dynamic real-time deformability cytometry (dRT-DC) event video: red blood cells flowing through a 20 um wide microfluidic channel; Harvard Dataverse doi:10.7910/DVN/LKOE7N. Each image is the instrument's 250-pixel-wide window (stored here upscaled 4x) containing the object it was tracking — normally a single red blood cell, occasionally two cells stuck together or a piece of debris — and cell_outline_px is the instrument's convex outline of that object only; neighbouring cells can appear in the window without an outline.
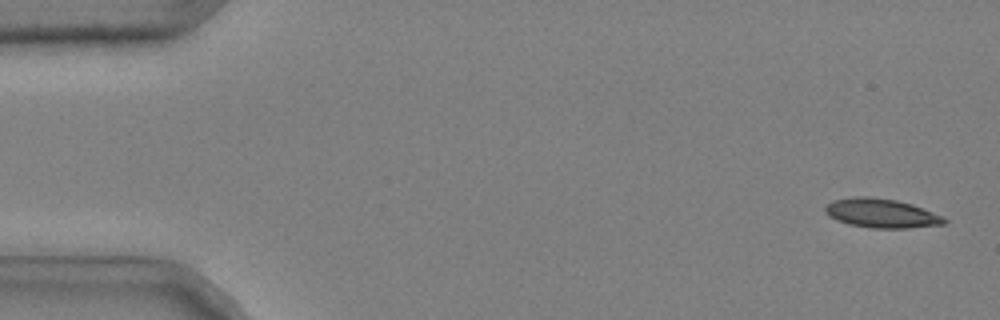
{"species": "common noctule bat (a hibernating species)", "species_latin": "Nyctalus noctula", "temperature_condition": "cold", "stored_images_in_passage": 52, "camera_frame_rate_fps": 3000, "um_per_image_px": 0.085, "animal": {"sex": "male", "body_mass_g": 20.4}, "frame": {"image": 1, "passage_image": 2, "time_ms": 0.333, "image_size_px": [1000, 320], "cell_outline_px": [[948, 220], [944, 224], [908, 228], [872, 228], [848, 224], [836, 220], [828, 216], [824, 212], [824, 208], [832, 200], [852, 196], [868, 196], [896, 200], [912, 204], [944, 216]], "centroid_in_image_um": [74.9, 18.12], "position_along_channel_um": 10.1, "area_um2": 20.4}}
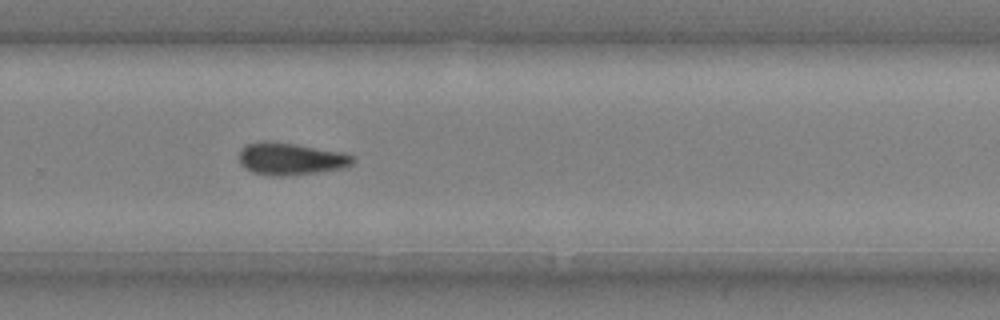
{"frame": {"image": 2, "passage_image": 36, "time_ms": 11.667, "image_size_px": [1000, 320], "cell_outline_px": [[356, 160], [352, 164], [340, 168], [316, 172], [288, 176], [268, 176], [252, 172], [244, 168], [240, 164], [240, 148], [244, 144], [260, 140], [264, 140], [296, 144], [344, 152], [356, 156]], "centroid_in_image_um": [24.68, 13.49], "position_along_channel_um": 305.1, "area_um2": 21.73}}
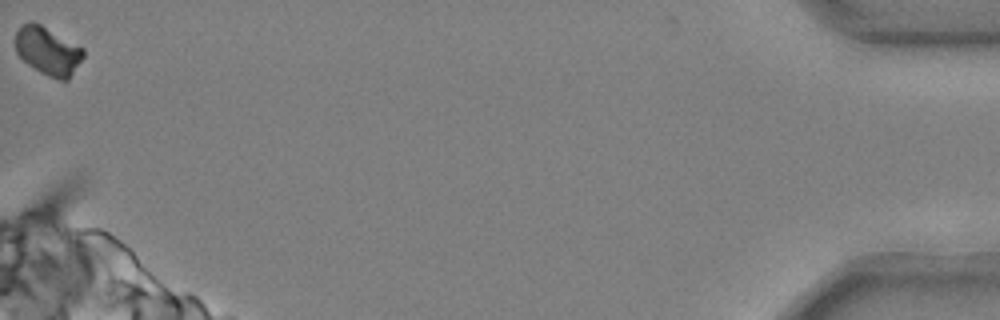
{"frame": {"image": 3, "passage_image": 52, "time_ms": 17.0, "image_size_px": [1000, 320], "cell_outline_px": [[84, 56], [68, 80], [60, 80], [48, 76], [40, 72], [28, 64], [16, 52], [16, 32], [24, 24], [32, 20], [40, 24], [84, 48]], "centroid_in_image_um": [4.08, 4.33], "position_along_channel_um": 431.1, "area_um2": 18.84}, "authors_computed_cell_mechanics": {"area_um2": 20.8947, "velocity_mm_per_s": 3.7087, "shape_relaxation_time_tau1_ms": 5.2687, "shape_relaxation_time_tau2_ms": 5.7236, "deformation_change_tau1": 0.1618, "deformation_change_tau2": 0.1334}}